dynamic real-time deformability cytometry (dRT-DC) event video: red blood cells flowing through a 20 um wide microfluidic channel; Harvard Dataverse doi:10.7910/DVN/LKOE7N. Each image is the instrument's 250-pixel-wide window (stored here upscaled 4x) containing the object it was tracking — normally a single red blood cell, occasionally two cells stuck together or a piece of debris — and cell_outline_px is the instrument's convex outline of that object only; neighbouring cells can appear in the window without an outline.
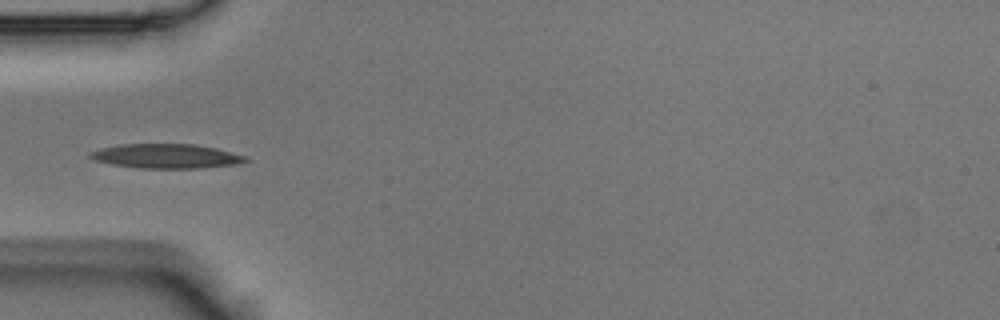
{"species": "Egyptian fruit bat (a non-hibernating species)", "species_latin": "Rousettus aegyptiacus", "temperature_condition": "room temperature", "stored_images_in_passage": 17, "camera_frame_rate_fps": 3000, "um_per_image_px": 0.085, "animal": {"sex": "male"}, "frame": {"image": 1, "passage_image": 1, "time_ms": 0.0, "image_size_px": [1000, 320], "cell_outline_px": [[252, 160], [240, 164], [200, 168], [140, 168], [112, 164], [96, 160], [88, 156], [88, 152], [100, 148], [120, 144], [196, 144], [216, 148], [244, 156]], "centroid_in_image_um": [14.15, 13.27], "position_along_channel_um": 70.9, "area_um2": 22.14}}